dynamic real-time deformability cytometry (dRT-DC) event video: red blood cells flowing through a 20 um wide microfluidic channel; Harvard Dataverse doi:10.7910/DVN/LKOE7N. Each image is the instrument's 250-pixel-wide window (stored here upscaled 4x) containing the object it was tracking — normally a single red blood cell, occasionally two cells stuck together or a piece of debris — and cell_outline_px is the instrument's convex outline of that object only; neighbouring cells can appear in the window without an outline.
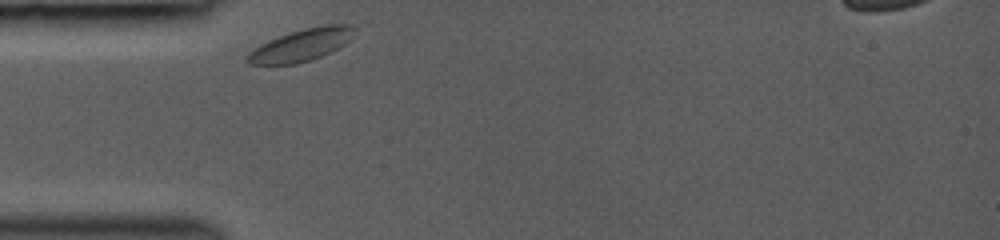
{"species": "common noctule bat (a hibernating species)", "species_latin": "Nyctalus noctula", "temperature_condition": "room temperature", "stored_images_in_passage": 29, "camera_frame_rate_fps": 3000, "um_per_image_px": 0.085, "animal": {"sex": "female", "body_mass_g": 19.0, "forearm_length_mm": 53.3}, "frame": {"image": 1, "passage_image": 1, "time_ms": 0.0, "image_size_px": [1000, 240], "cell_outline_px": [[356, 28], [348, 40], [340, 48], [332, 52], [296, 64], [248, 64], [244, 60], [244, 56], [248, 52], [260, 44], [268, 40], [304, 28], [324, 24], [352, 24]], "centroid_in_image_um": [25.59, 3.82], "position_along_channel_um": 59.4, "area_um2": 20.11}}
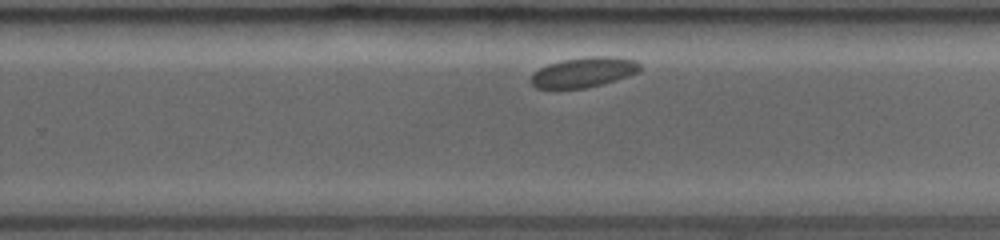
{"frame": {"image": 2, "passage_image": 19, "time_ms": 6.0, "image_size_px": [1000, 240], "cell_outline_px": [[640, 72], [604, 84], [584, 88], [556, 92], [536, 88], [528, 80], [532, 72], [548, 64], [560, 60], [588, 56], [612, 56], [636, 60], [640, 64]], "centroid_in_image_um": [49.53, 6.18], "position_along_channel_um": 280.3, "area_um2": 20.06}}
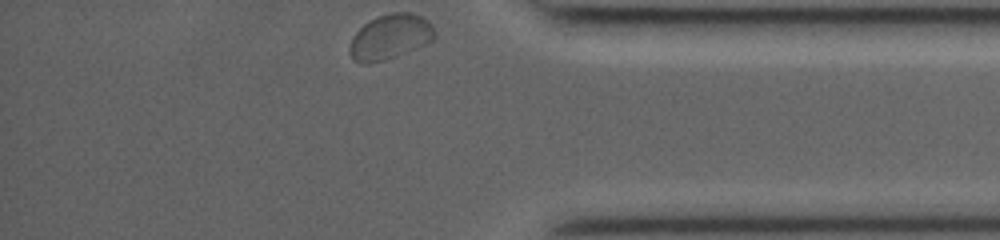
{"frame": {"image": 3, "passage_image": 29, "time_ms": 9.333, "image_size_px": [1000, 240], "cell_outline_px": [[436, 36], [432, 40], [424, 44], [384, 60], [368, 64], [360, 64], [352, 60], [348, 52], [348, 48], [352, 36], [368, 20], [376, 16], [392, 12], [412, 12], [428, 20], [432, 24], [436, 32]], "centroid_in_image_um": [33.11, 3.12], "position_along_channel_um": 402.1, "area_um2": 22.48}}